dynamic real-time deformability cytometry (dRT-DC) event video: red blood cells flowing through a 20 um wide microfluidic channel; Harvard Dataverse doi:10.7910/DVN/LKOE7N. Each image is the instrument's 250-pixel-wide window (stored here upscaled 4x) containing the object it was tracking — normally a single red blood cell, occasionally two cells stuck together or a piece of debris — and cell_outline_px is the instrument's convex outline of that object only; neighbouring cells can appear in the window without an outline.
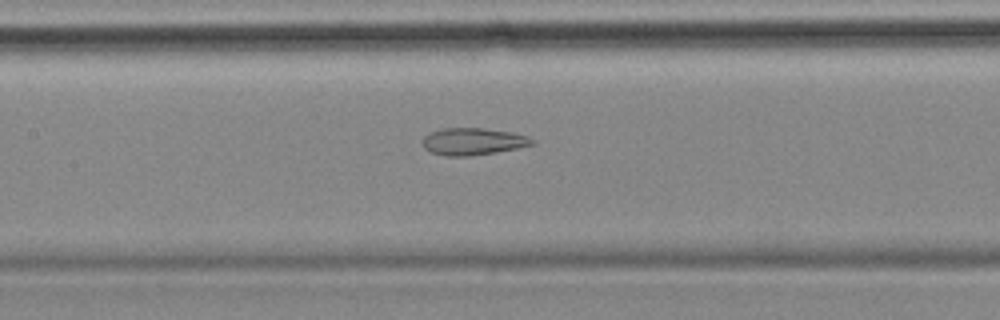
{"species": "common noctule bat (a hibernating species)", "species_latin": "Nyctalus noctula", "temperature_condition": "cold", "stored_images_in_passage": 34, "camera_frame_rate_fps": 3000, "um_per_image_px": 0.085, "animal": {"sex": "female", "body_mass_g": 18.4}, "frame": {"image": 1, "passage_image": 9, "time_ms": 2.667, "image_size_px": [1000, 320], "cell_outline_px": [[536, 144], [496, 152], [468, 156], [444, 156], [432, 152], [424, 148], [424, 136], [428, 132], [440, 128], [484, 128], [512, 132], [528, 136], [536, 140]], "centroid_in_image_um": [40.22, 12.01], "position_along_channel_um": 167.2, "area_um2": 17.4}}
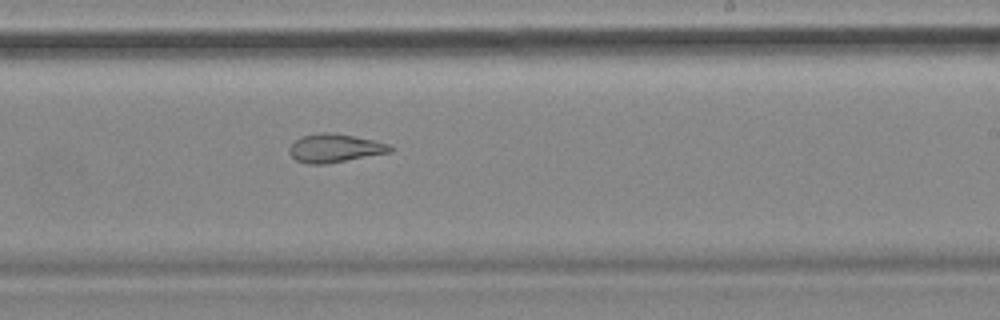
{"frame": {"image": 2, "passage_image": 17, "time_ms": 5.333, "image_size_px": [1000, 320], "cell_outline_px": [[396, 148], [392, 152], [324, 164], [308, 164], [296, 160], [288, 152], [288, 148], [300, 136], [328, 132], [352, 136], [372, 140], [388, 144]], "centroid_in_image_um": [28.46, 12.6], "position_along_channel_um": 260.5, "area_um2": 16.53}}
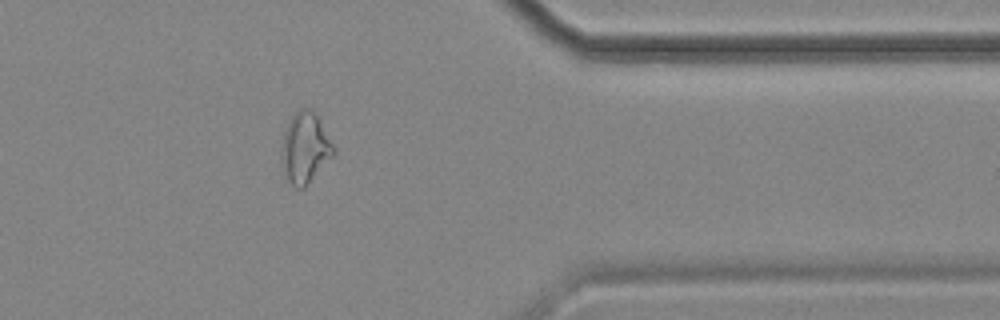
{"frame": {"image": 3, "passage_image": 29, "time_ms": 9.333, "image_size_px": [1000, 320], "cell_outline_px": [[336, 152], [308, 184], [304, 188], [296, 188], [288, 180], [280, 164], [280, 148], [284, 132], [288, 120], [300, 108], [312, 108], [316, 112], [336, 148]], "centroid_in_image_um": [25.92, 12.54], "position_along_channel_um": 385.5, "area_um2": 21.91}}